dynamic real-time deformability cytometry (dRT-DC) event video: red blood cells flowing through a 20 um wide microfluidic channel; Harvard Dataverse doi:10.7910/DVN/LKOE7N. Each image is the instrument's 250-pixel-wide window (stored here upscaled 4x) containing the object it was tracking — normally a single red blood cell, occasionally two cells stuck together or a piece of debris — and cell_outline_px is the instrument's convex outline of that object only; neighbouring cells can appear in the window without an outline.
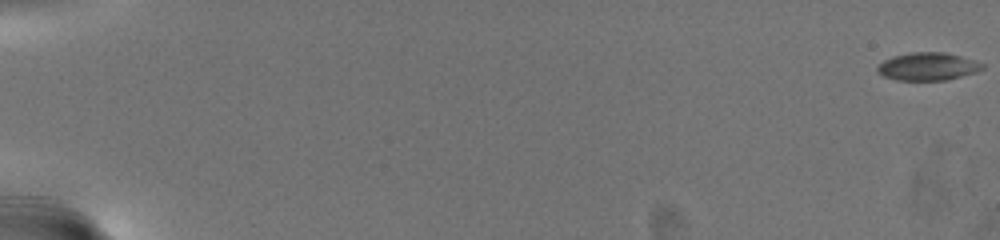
{"species": "common noctule bat (a hibernating species)", "species_latin": "Nyctalus noctula", "temperature_condition": "warm", "stored_images_in_passage": 73, "camera_frame_rate_fps": 3000, "um_per_image_px": 0.085, "animal": {"sex": "female", "body_mass_g": 19.5, "forearm_length_mm": 54.1}, "frame": {"image": 1, "passage_image": 1, "time_ms": 0.0, "image_size_px": [1000, 240], "cell_outline_px": [[984, 68], [976, 72], [944, 80], [896, 80], [884, 76], [876, 68], [884, 60], [892, 56], [912, 52], [944, 52], [976, 60], [984, 64]], "centroid_in_image_um": [78.88, 5.64], "position_along_channel_um": 6.1, "area_um2": 16.88}}
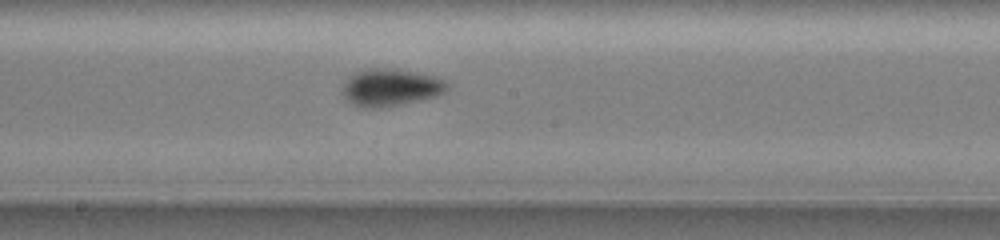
{"frame": {"image": 2, "passage_image": 43, "time_ms": 14.0, "image_size_px": [1000, 240], "cell_outline_px": [[448, 88], [444, 92], [436, 96], [400, 104], [380, 108], [360, 108], [352, 104], [344, 96], [344, 84], [356, 72], [376, 68], [388, 68], [416, 72], [432, 76], [444, 80], [448, 84]], "centroid_in_image_um": [33.21, 7.45], "position_along_channel_um": 215.0, "area_um2": 22.25}}
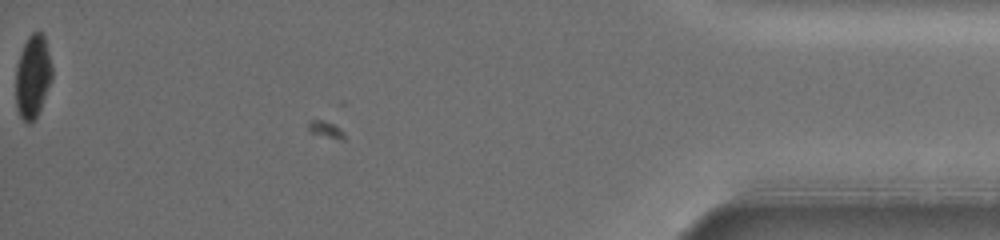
{"frame": {"image": 3, "passage_image": 73, "time_ms": 24.0, "image_size_px": [1000, 240], "cell_outline_px": [[52, 80], [40, 108], [36, 116], [28, 124], [20, 116], [16, 108], [16, 64], [20, 52], [28, 36], [32, 32], [40, 32], [44, 36], [52, 68]], "centroid_in_image_um": [2.77, 6.49], "position_along_channel_um": 432.4, "area_um2": 17.46}, "authors_computed_cell_mechanics": {"area_um2": 18.496, "velocity_mm_per_s": 3.0439, "shape_relaxation_time_tau1_ms": 2.2172, "shape_relaxation_time_tau2_ms": null, "deformation_change_tau1": 0.1162, "deformation_change_tau2": null}}